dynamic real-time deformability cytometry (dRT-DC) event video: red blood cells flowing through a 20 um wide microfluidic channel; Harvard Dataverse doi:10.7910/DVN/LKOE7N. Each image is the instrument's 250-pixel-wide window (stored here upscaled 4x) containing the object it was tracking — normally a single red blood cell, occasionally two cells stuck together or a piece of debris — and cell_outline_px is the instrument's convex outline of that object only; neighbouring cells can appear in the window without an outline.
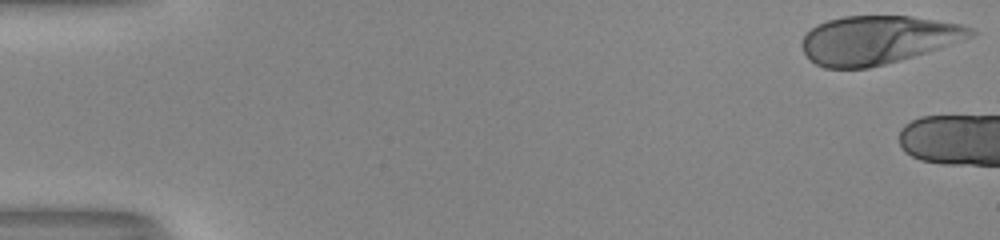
{"species": "human", "species_latin": "Homo sapiens", "temperature_condition": "room temperature", "stored_images_in_passage": 6, "camera_frame_rate_fps": 3000, "um_per_image_px": 0.085, "donor": {"sex": "male"}, "frame": {"image": 1, "passage_image": 1, "time_ms": 0.0, "image_size_px": [1000, 240], "cell_outline_px": [[976, 32], [972, 36], [912, 56], [884, 64], [868, 68], [824, 68], [816, 64], [804, 52], [800, 44], [804, 36], [816, 24], [828, 20], [844, 16], [908, 16], [960, 24], [972, 28]], "centroid_in_image_um": [74.54, 3.38], "position_along_channel_um": 10.5, "area_um2": 46.76}}